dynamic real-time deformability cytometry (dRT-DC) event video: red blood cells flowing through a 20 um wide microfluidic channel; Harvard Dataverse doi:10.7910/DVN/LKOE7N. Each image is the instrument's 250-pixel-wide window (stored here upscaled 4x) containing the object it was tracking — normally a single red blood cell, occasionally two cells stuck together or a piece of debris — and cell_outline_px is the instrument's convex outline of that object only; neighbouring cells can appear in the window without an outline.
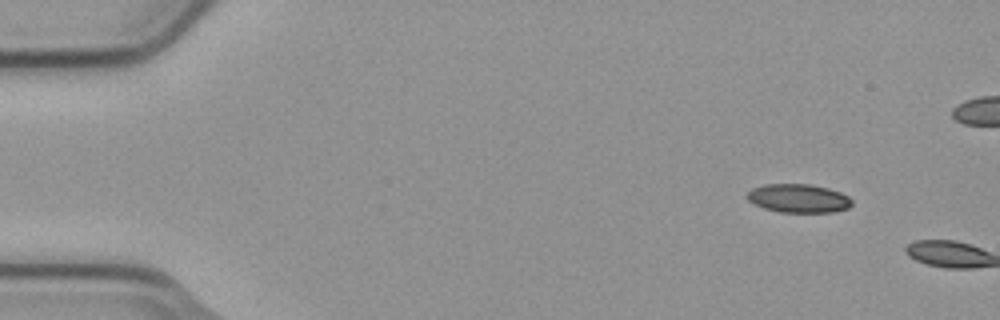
{"species": "common noctule bat (a hibernating species)", "species_latin": "Nyctalus noctula", "temperature_condition": "cold", "stored_images_in_passage": 3, "camera_frame_rate_fps": 3000, "um_per_image_px": 0.085, "animal": {"sex": "male", "body_mass_g": 23.1, "forearm_length_mm": 52.7}, "frame": {"image": 1, "passage_image": 1, "time_ms": 0.0, "image_size_px": [1000, 320], "cell_outline_px": [[852, 204], [848, 208], [832, 212], [780, 212], [764, 208], [748, 200], [748, 192], [752, 188], [764, 184], [808, 184], [828, 188], [840, 192], [848, 196], [852, 200]], "centroid_in_image_um": [67.89, 16.85], "position_along_channel_um": 17.1, "area_um2": 17.34}}